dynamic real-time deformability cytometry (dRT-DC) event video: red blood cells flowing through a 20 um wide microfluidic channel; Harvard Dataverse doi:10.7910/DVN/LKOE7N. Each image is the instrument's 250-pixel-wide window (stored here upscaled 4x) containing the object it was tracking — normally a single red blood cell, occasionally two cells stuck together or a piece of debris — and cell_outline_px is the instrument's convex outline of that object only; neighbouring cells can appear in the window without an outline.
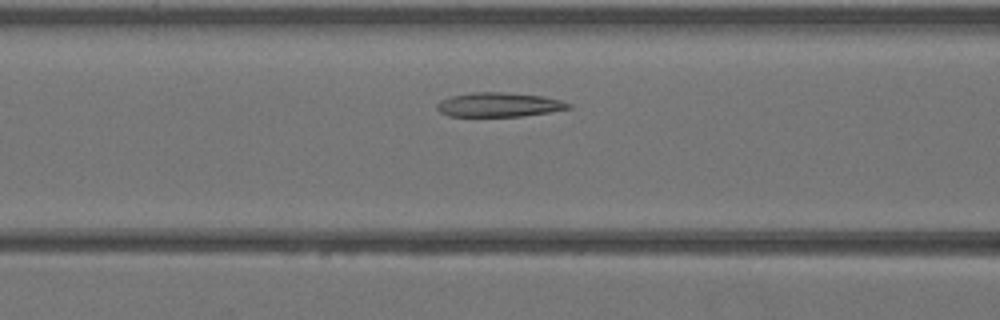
{"species": "Egyptian fruit bat (a non-hibernating species)", "species_latin": "Rousettus aegyptiacus", "temperature_condition": "warm", "stored_images_in_passage": 34, "camera_frame_rate_fps": 3000, "um_per_image_px": 0.085, "animal": {"sex": "female"}, "frame": {"image": 1, "passage_image": 9, "time_ms": 2.667, "image_size_px": [1000, 320], "cell_outline_px": [[572, 108], [548, 112], [520, 116], [448, 116], [440, 112], [436, 108], [436, 104], [440, 100], [452, 96], [472, 92], [504, 92], [544, 96], [560, 100], [572, 104]], "centroid_in_image_um": [42.4, 8.89], "position_along_channel_um": 124.2, "area_um2": 18.61}}
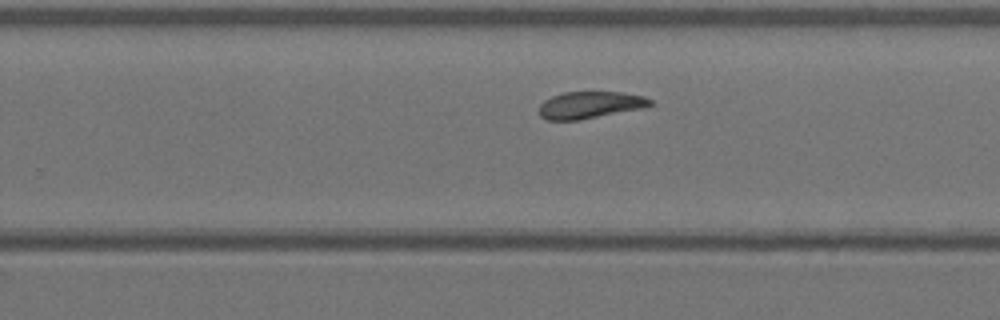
{"frame": {"image": 2, "passage_image": 19, "time_ms": 6.0, "image_size_px": [1000, 320], "cell_outline_px": [[652, 104], [644, 108], [580, 120], [548, 120], [540, 116], [540, 104], [544, 100], [552, 96], [564, 92], [620, 92], [644, 96], [652, 100]], "centroid_in_image_um": [50.16, 8.92], "position_along_channel_um": 279.6, "area_um2": 17.46}}
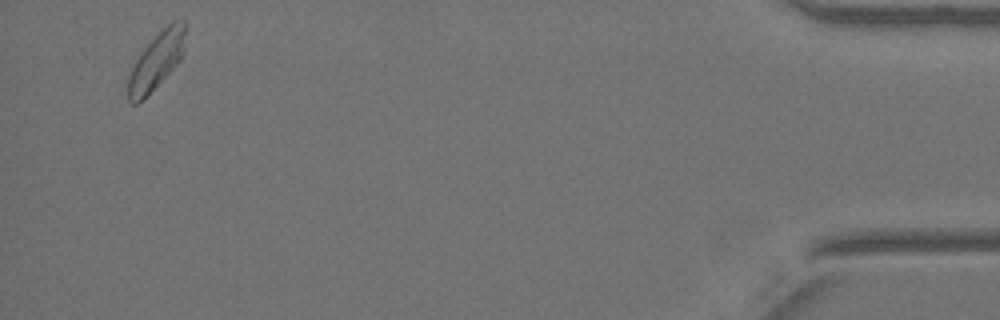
{"frame": {"image": 3, "passage_image": 33, "time_ms": 10.667, "image_size_px": [1000, 320], "cell_outline_px": [[188, 24], [180, 60], [144, 100], [136, 104], [132, 104], [128, 100], [128, 76], [132, 64], [140, 52], [172, 20], [184, 20]], "centroid_in_image_um": [13.29, 5.18], "position_along_channel_um": 421.9, "area_um2": 19.02}}